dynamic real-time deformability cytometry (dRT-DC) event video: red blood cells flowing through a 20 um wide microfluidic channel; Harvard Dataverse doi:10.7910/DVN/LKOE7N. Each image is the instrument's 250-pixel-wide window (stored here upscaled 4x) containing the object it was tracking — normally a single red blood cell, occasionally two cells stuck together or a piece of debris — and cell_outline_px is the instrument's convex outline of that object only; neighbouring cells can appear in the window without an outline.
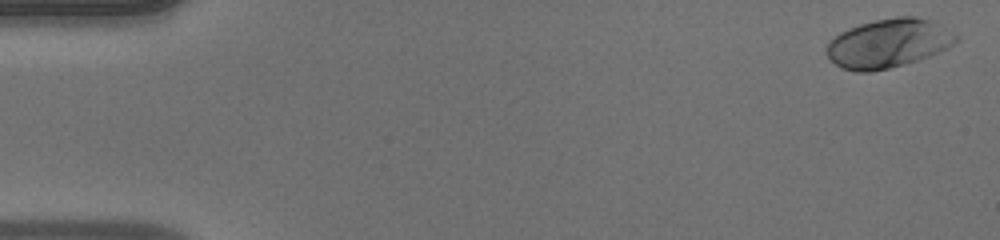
{"species": "human", "species_latin": "Homo sapiens", "temperature_condition": "warm", "stored_images_in_passage": 51, "camera_frame_rate_fps": 3000, "um_per_image_px": 0.085, "donor": {"sex": "male"}, "frame": {"image": 1, "passage_image": 2, "time_ms": 0.333, "image_size_px": [1000, 240], "cell_outline_px": [[960, 36], [948, 48], [928, 56], [904, 64], [872, 72], [856, 72], [840, 68], [828, 56], [828, 44], [840, 32], [848, 28], [860, 24], [876, 20], [896, 16], [912, 16], [928, 20]], "centroid_in_image_um": [75.49, 3.69], "position_along_channel_um": 9.5, "area_um2": 36.24}}
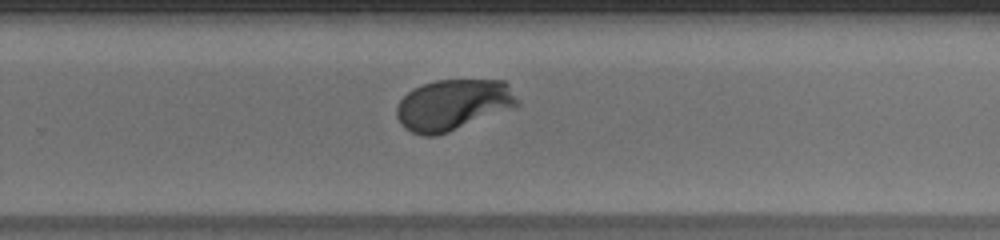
{"frame": {"image": 2, "passage_image": 34, "time_ms": 11.0, "image_size_px": [1000, 240], "cell_outline_px": [[520, 104], [512, 108], [448, 132], [436, 136], [424, 136], [412, 132], [404, 128], [400, 124], [396, 116], [396, 108], [400, 100], [412, 88], [436, 80], [504, 80], [508, 84], [520, 100]], "centroid_in_image_um": [38.5, 8.91], "position_along_channel_um": 291.3, "area_um2": 35.89}}
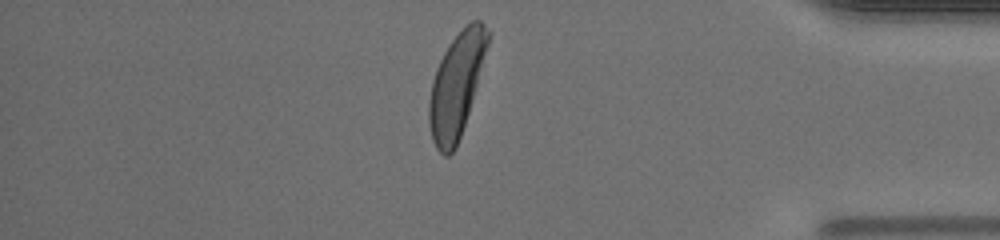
{"frame": {"image": 3, "passage_image": 44, "time_ms": 14.333, "image_size_px": [1000, 240], "cell_outline_px": [[492, 32], [468, 112], [456, 148], [448, 156], [444, 156], [436, 148], [432, 140], [428, 120], [428, 100], [432, 80], [436, 68], [448, 44], [472, 20], [480, 20]], "centroid_in_image_um": [38.77, 7.23], "position_along_channel_um": 396.4, "area_um2": 35.2}, "authors_computed_cell_mechanics": {"area_um2": 35.4314, "velocity_mm_per_s": 4.0354, "shape_relaxation_time_tau1_ms": 1.9588, "shape_relaxation_time_tau2_ms": null, "deformation_change_tau1": 0.1666, "deformation_change_tau2": null}}